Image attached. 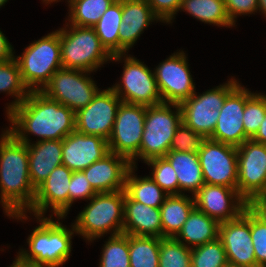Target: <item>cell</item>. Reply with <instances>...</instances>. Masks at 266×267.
I'll list each match as a JSON object with an SVG mask.
<instances>
[{
	"mask_svg": "<svg viewBox=\"0 0 266 267\" xmlns=\"http://www.w3.org/2000/svg\"><path fill=\"white\" fill-rule=\"evenodd\" d=\"M7 114L8 130L18 141L30 144L29 134L42 140H63L75 131V112L40 91H30L27 98Z\"/></svg>",
	"mask_w": 266,
	"mask_h": 267,
	"instance_id": "obj_1",
	"label": "cell"
},
{
	"mask_svg": "<svg viewBox=\"0 0 266 267\" xmlns=\"http://www.w3.org/2000/svg\"><path fill=\"white\" fill-rule=\"evenodd\" d=\"M0 138V204L10 218L28 220L36 189L30 180L27 144L8 130Z\"/></svg>",
	"mask_w": 266,
	"mask_h": 267,
	"instance_id": "obj_2",
	"label": "cell"
},
{
	"mask_svg": "<svg viewBox=\"0 0 266 267\" xmlns=\"http://www.w3.org/2000/svg\"><path fill=\"white\" fill-rule=\"evenodd\" d=\"M50 217H35L40 225L33 229L27 238L29 251L20 249L16 259L26 265L35 267H60L70 257L72 235L76 234L73 224L69 229Z\"/></svg>",
	"mask_w": 266,
	"mask_h": 267,
	"instance_id": "obj_3",
	"label": "cell"
},
{
	"mask_svg": "<svg viewBox=\"0 0 266 267\" xmlns=\"http://www.w3.org/2000/svg\"><path fill=\"white\" fill-rule=\"evenodd\" d=\"M125 190L97 193L77 215L73 226L76 234L93 242L104 234L123 233Z\"/></svg>",
	"mask_w": 266,
	"mask_h": 267,
	"instance_id": "obj_4",
	"label": "cell"
},
{
	"mask_svg": "<svg viewBox=\"0 0 266 267\" xmlns=\"http://www.w3.org/2000/svg\"><path fill=\"white\" fill-rule=\"evenodd\" d=\"M65 25V28L58 30L63 68L96 72L112 60V55L102 45L93 28Z\"/></svg>",
	"mask_w": 266,
	"mask_h": 267,
	"instance_id": "obj_5",
	"label": "cell"
},
{
	"mask_svg": "<svg viewBox=\"0 0 266 267\" xmlns=\"http://www.w3.org/2000/svg\"><path fill=\"white\" fill-rule=\"evenodd\" d=\"M21 77L29 91H41L52 75L62 67L58 30L33 41L20 56Z\"/></svg>",
	"mask_w": 266,
	"mask_h": 267,
	"instance_id": "obj_6",
	"label": "cell"
},
{
	"mask_svg": "<svg viewBox=\"0 0 266 267\" xmlns=\"http://www.w3.org/2000/svg\"><path fill=\"white\" fill-rule=\"evenodd\" d=\"M181 122L179 104L161 103L146 106L138 158L146 162L153 158L164 157L170 151L172 138Z\"/></svg>",
	"mask_w": 266,
	"mask_h": 267,
	"instance_id": "obj_7",
	"label": "cell"
},
{
	"mask_svg": "<svg viewBox=\"0 0 266 267\" xmlns=\"http://www.w3.org/2000/svg\"><path fill=\"white\" fill-rule=\"evenodd\" d=\"M127 54L112 56L111 61H121L124 57L121 82L110 87L128 104L154 106L163 103L154 72L141 61Z\"/></svg>",
	"mask_w": 266,
	"mask_h": 267,
	"instance_id": "obj_8",
	"label": "cell"
},
{
	"mask_svg": "<svg viewBox=\"0 0 266 267\" xmlns=\"http://www.w3.org/2000/svg\"><path fill=\"white\" fill-rule=\"evenodd\" d=\"M239 84L235 78L197 95L195 92L179 104L182 122L193 131L209 138L217 124L226 96Z\"/></svg>",
	"mask_w": 266,
	"mask_h": 267,
	"instance_id": "obj_9",
	"label": "cell"
},
{
	"mask_svg": "<svg viewBox=\"0 0 266 267\" xmlns=\"http://www.w3.org/2000/svg\"><path fill=\"white\" fill-rule=\"evenodd\" d=\"M90 73L79 69L61 68L52 75L40 92L76 113L86 107L100 89L91 76H88Z\"/></svg>",
	"mask_w": 266,
	"mask_h": 267,
	"instance_id": "obj_10",
	"label": "cell"
},
{
	"mask_svg": "<svg viewBox=\"0 0 266 267\" xmlns=\"http://www.w3.org/2000/svg\"><path fill=\"white\" fill-rule=\"evenodd\" d=\"M145 114L146 106L122 102L108 139L109 152L125 157L131 166H136L138 159Z\"/></svg>",
	"mask_w": 266,
	"mask_h": 267,
	"instance_id": "obj_11",
	"label": "cell"
},
{
	"mask_svg": "<svg viewBox=\"0 0 266 267\" xmlns=\"http://www.w3.org/2000/svg\"><path fill=\"white\" fill-rule=\"evenodd\" d=\"M237 191L249 203L266 195V145L252 139L237 147Z\"/></svg>",
	"mask_w": 266,
	"mask_h": 267,
	"instance_id": "obj_12",
	"label": "cell"
},
{
	"mask_svg": "<svg viewBox=\"0 0 266 267\" xmlns=\"http://www.w3.org/2000/svg\"><path fill=\"white\" fill-rule=\"evenodd\" d=\"M198 156L205 184L237 189V147L206 138Z\"/></svg>",
	"mask_w": 266,
	"mask_h": 267,
	"instance_id": "obj_13",
	"label": "cell"
},
{
	"mask_svg": "<svg viewBox=\"0 0 266 267\" xmlns=\"http://www.w3.org/2000/svg\"><path fill=\"white\" fill-rule=\"evenodd\" d=\"M121 103L120 97L110 87L99 90L86 107L75 113V130L108 141Z\"/></svg>",
	"mask_w": 266,
	"mask_h": 267,
	"instance_id": "obj_14",
	"label": "cell"
},
{
	"mask_svg": "<svg viewBox=\"0 0 266 267\" xmlns=\"http://www.w3.org/2000/svg\"><path fill=\"white\" fill-rule=\"evenodd\" d=\"M184 51L175 52L154 69L163 103L180 104L195 93V84Z\"/></svg>",
	"mask_w": 266,
	"mask_h": 267,
	"instance_id": "obj_15",
	"label": "cell"
},
{
	"mask_svg": "<svg viewBox=\"0 0 266 267\" xmlns=\"http://www.w3.org/2000/svg\"><path fill=\"white\" fill-rule=\"evenodd\" d=\"M254 93L238 84L225 98L216 127L209 137L212 140L235 147L242 145L249 138L243 126V113L246 101Z\"/></svg>",
	"mask_w": 266,
	"mask_h": 267,
	"instance_id": "obj_16",
	"label": "cell"
},
{
	"mask_svg": "<svg viewBox=\"0 0 266 267\" xmlns=\"http://www.w3.org/2000/svg\"><path fill=\"white\" fill-rule=\"evenodd\" d=\"M193 198L195 208L219 223L236 219L248 207L237 189L222 185L204 184Z\"/></svg>",
	"mask_w": 266,
	"mask_h": 267,
	"instance_id": "obj_17",
	"label": "cell"
},
{
	"mask_svg": "<svg viewBox=\"0 0 266 267\" xmlns=\"http://www.w3.org/2000/svg\"><path fill=\"white\" fill-rule=\"evenodd\" d=\"M218 239L224 246L229 264L256 267L250 232L249 207L236 219L220 223Z\"/></svg>",
	"mask_w": 266,
	"mask_h": 267,
	"instance_id": "obj_18",
	"label": "cell"
},
{
	"mask_svg": "<svg viewBox=\"0 0 266 267\" xmlns=\"http://www.w3.org/2000/svg\"><path fill=\"white\" fill-rule=\"evenodd\" d=\"M73 172L61 165L53 169L47 179L35 190L32 207L27 210L35 217H44L47 209L51 208L56 217L67 216L69 211V187Z\"/></svg>",
	"mask_w": 266,
	"mask_h": 267,
	"instance_id": "obj_19",
	"label": "cell"
},
{
	"mask_svg": "<svg viewBox=\"0 0 266 267\" xmlns=\"http://www.w3.org/2000/svg\"><path fill=\"white\" fill-rule=\"evenodd\" d=\"M109 153L108 141L96 135L71 132L63 139L62 165L72 172L83 171Z\"/></svg>",
	"mask_w": 266,
	"mask_h": 267,
	"instance_id": "obj_20",
	"label": "cell"
},
{
	"mask_svg": "<svg viewBox=\"0 0 266 267\" xmlns=\"http://www.w3.org/2000/svg\"><path fill=\"white\" fill-rule=\"evenodd\" d=\"M130 168L131 163L125 157L109 152L83 172L96 193H109L125 189Z\"/></svg>",
	"mask_w": 266,
	"mask_h": 267,
	"instance_id": "obj_21",
	"label": "cell"
},
{
	"mask_svg": "<svg viewBox=\"0 0 266 267\" xmlns=\"http://www.w3.org/2000/svg\"><path fill=\"white\" fill-rule=\"evenodd\" d=\"M160 21L146 0H122V24L119 30V54H128L144 29Z\"/></svg>",
	"mask_w": 266,
	"mask_h": 267,
	"instance_id": "obj_22",
	"label": "cell"
},
{
	"mask_svg": "<svg viewBox=\"0 0 266 267\" xmlns=\"http://www.w3.org/2000/svg\"><path fill=\"white\" fill-rule=\"evenodd\" d=\"M123 233L162 238L163 229L160 208L136 202L125 193Z\"/></svg>",
	"mask_w": 266,
	"mask_h": 267,
	"instance_id": "obj_23",
	"label": "cell"
},
{
	"mask_svg": "<svg viewBox=\"0 0 266 267\" xmlns=\"http://www.w3.org/2000/svg\"><path fill=\"white\" fill-rule=\"evenodd\" d=\"M63 140H42L27 144L29 175L36 189L49 174L62 165Z\"/></svg>",
	"mask_w": 266,
	"mask_h": 267,
	"instance_id": "obj_24",
	"label": "cell"
},
{
	"mask_svg": "<svg viewBox=\"0 0 266 267\" xmlns=\"http://www.w3.org/2000/svg\"><path fill=\"white\" fill-rule=\"evenodd\" d=\"M219 226L218 221L194 208L174 238L192 249L218 239Z\"/></svg>",
	"mask_w": 266,
	"mask_h": 267,
	"instance_id": "obj_25",
	"label": "cell"
},
{
	"mask_svg": "<svg viewBox=\"0 0 266 267\" xmlns=\"http://www.w3.org/2000/svg\"><path fill=\"white\" fill-rule=\"evenodd\" d=\"M164 157L176 172L179 194L188 191L193 196L205 184L198 153L170 150Z\"/></svg>",
	"mask_w": 266,
	"mask_h": 267,
	"instance_id": "obj_26",
	"label": "cell"
},
{
	"mask_svg": "<svg viewBox=\"0 0 266 267\" xmlns=\"http://www.w3.org/2000/svg\"><path fill=\"white\" fill-rule=\"evenodd\" d=\"M188 196L168 195L160 206L163 237H175L195 208L193 196Z\"/></svg>",
	"mask_w": 266,
	"mask_h": 267,
	"instance_id": "obj_27",
	"label": "cell"
},
{
	"mask_svg": "<svg viewBox=\"0 0 266 267\" xmlns=\"http://www.w3.org/2000/svg\"><path fill=\"white\" fill-rule=\"evenodd\" d=\"M136 166H131L125 178V193L134 201L160 208L168 194L150 176L137 177Z\"/></svg>",
	"mask_w": 266,
	"mask_h": 267,
	"instance_id": "obj_28",
	"label": "cell"
},
{
	"mask_svg": "<svg viewBox=\"0 0 266 267\" xmlns=\"http://www.w3.org/2000/svg\"><path fill=\"white\" fill-rule=\"evenodd\" d=\"M122 24V0H115L93 27L105 49L113 56L119 54V30Z\"/></svg>",
	"mask_w": 266,
	"mask_h": 267,
	"instance_id": "obj_29",
	"label": "cell"
},
{
	"mask_svg": "<svg viewBox=\"0 0 266 267\" xmlns=\"http://www.w3.org/2000/svg\"><path fill=\"white\" fill-rule=\"evenodd\" d=\"M180 10L204 23L234 27L226 13L224 0H182Z\"/></svg>",
	"mask_w": 266,
	"mask_h": 267,
	"instance_id": "obj_30",
	"label": "cell"
},
{
	"mask_svg": "<svg viewBox=\"0 0 266 267\" xmlns=\"http://www.w3.org/2000/svg\"><path fill=\"white\" fill-rule=\"evenodd\" d=\"M115 0H70L69 25L93 28Z\"/></svg>",
	"mask_w": 266,
	"mask_h": 267,
	"instance_id": "obj_31",
	"label": "cell"
},
{
	"mask_svg": "<svg viewBox=\"0 0 266 267\" xmlns=\"http://www.w3.org/2000/svg\"><path fill=\"white\" fill-rule=\"evenodd\" d=\"M5 92L16 99L7 106V113L22 103L30 91L25 86L17 60L13 57L7 61H0V93Z\"/></svg>",
	"mask_w": 266,
	"mask_h": 267,
	"instance_id": "obj_32",
	"label": "cell"
},
{
	"mask_svg": "<svg viewBox=\"0 0 266 267\" xmlns=\"http://www.w3.org/2000/svg\"><path fill=\"white\" fill-rule=\"evenodd\" d=\"M160 238L129 235L130 267H159Z\"/></svg>",
	"mask_w": 266,
	"mask_h": 267,
	"instance_id": "obj_33",
	"label": "cell"
},
{
	"mask_svg": "<svg viewBox=\"0 0 266 267\" xmlns=\"http://www.w3.org/2000/svg\"><path fill=\"white\" fill-rule=\"evenodd\" d=\"M101 253L99 267H130L129 235L121 233L109 236Z\"/></svg>",
	"mask_w": 266,
	"mask_h": 267,
	"instance_id": "obj_34",
	"label": "cell"
},
{
	"mask_svg": "<svg viewBox=\"0 0 266 267\" xmlns=\"http://www.w3.org/2000/svg\"><path fill=\"white\" fill-rule=\"evenodd\" d=\"M159 267H191V248L174 237L160 238Z\"/></svg>",
	"mask_w": 266,
	"mask_h": 267,
	"instance_id": "obj_35",
	"label": "cell"
},
{
	"mask_svg": "<svg viewBox=\"0 0 266 267\" xmlns=\"http://www.w3.org/2000/svg\"><path fill=\"white\" fill-rule=\"evenodd\" d=\"M228 264L219 239L191 249V267H225Z\"/></svg>",
	"mask_w": 266,
	"mask_h": 267,
	"instance_id": "obj_36",
	"label": "cell"
},
{
	"mask_svg": "<svg viewBox=\"0 0 266 267\" xmlns=\"http://www.w3.org/2000/svg\"><path fill=\"white\" fill-rule=\"evenodd\" d=\"M152 167L150 178L158 184L168 195L179 194L176 172L165 157H157L145 162Z\"/></svg>",
	"mask_w": 266,
	"mask_h": 267,
	"instance_id": "obj_37",
	"label": "cell"
},
{
	"mask_svg": "<svg viewBox=\"0 0 266 267\" xmlns=\"http://www.w3.org/2000/svg\"><path fill=\"white\" fill-rule=\"evenodd\" d=\"M266 115V95L254 93L245 103L243 126L245 134L252 139Z\"/></svg>",
	"mask_w": 266,
	"mask_h": 267,
	"instance_id": "obj_38",
	"label": "cell"
},
{
	"mask_svg": "<svg viewBox=\"0 0 266 267\" xmlns=\"http://www.w3.org/2000/svg\"><path fill=\"white\" fill-rule=\"evenodd\" d=\"M205 139L203 135L193 131L181 122L172 138L170 150L198 153Z\"/></svg>",
	"mask_w": 266,
	"mask_h": 267,
	"instance_id": "obj_39",
	"label": "cell"
},
{
	"mask_svg": "<svg viewBox=\"0 0 266 267\" xmlns=\"http://www.w3.org/2000/svg\"><path fill=\"white\" fill-rule=\"evenodd\" d=\"M250 232L256 267H266V224L250 209Z\"/></svg>",
	"mask_w": 266,
	"mask_h": 267,
	"instance_id": "obj_40",
	"label": "cell"
},
{
	"mask_svg": "<svg viewBox=\"0 0 266 267\" xmlns=\"http://www.w3.org/2000/svg\"><path fill=\"white\" fill-rule=\"evenodd\" d=\"M69 210L74 201L78 199L90 200L97 193L91 187L83 171H74L69 187Z\"/></svg>",
	"mask_w": 266,
	"mask_h": 267,
	"instance_id": "obj_41",
	"label": "cell"
},
{
	"mask_svg": "<svg viewBox=\"0 0 266 267\" xmlns=\"http://www.w3.org/2000/svg\"><path fill=\"white\" fill-rule=\"evenodd\" d=\"M160 22L170 24L179 12L182 0H146Z\"/></svg>",
	"mask_w": 266,
	"mask_h": 267,
	"instance_id": "obj_42",
	"label": "cell"
},
{
	"mask_svg": "<svg viewBox=\"0 0 266 267\" xmlns=\"http://www.w3.org/2000/svg\"><path fill=\"white\" fill-rule=\"evenodd\" d=\"M226 13L235 26L237 16L255 14L258 11V0H224Z\"/></svg>",
	"mask_w": 266,
	"mask_h": 267,
	"instance_id": "obj_43",
	"label": "cell"
},
{
	"mask_svg": "<svg viewBox=\"0 0 266 267\" xmlns=\"http://www.w3.org/2000/svg\"><path fill=\"white\" fill-rule=\"evenodd\" d=\"M248 207L266 224V195L251 200Z\"/></svg>",
	"mask_w": 266,
	"mask_h": 267,
	"instance_id": "obj_44",
	"label": "cell"
},
{
	"mask_svg": "<svg viewBox=\"0 0 266 267\" xmlns=\"http://www.w3.org/2000/svg\"><path fill=\"white\" fill-rule=\"evenodd\" d=\"M13 47L0 30V61H7L14 57Z\"/></svg>",
	"mask_w": 266,
	"mask_h": 267,
	"instance_id": "obj_45",
	"label": "cell"
},
{
	"mask_svg": "<svg viewBox=\"0 0 266 267\" xmlns=\"http://www.w3.org/2000/svg\"><path fill=\"white\" fill-rule=\"evenodd\" d=\"M252 140L266 145V115Z\"/></svg>",
	"mask_w": 266,
	"mask_h": 267,
	"instance_id": "obj_46",
	"label": "cell"
},
{
	"mask_svg": "<svg viewBox=\"0 0 266 267\" xmlns=\"http://www.w3.org/2000/svg\"><path fill=\"white\" fill-rule=\"evenodd\" d=\"M258 10L266 17V0H258Z\"/></svg>",
	"mask_w": 266,
	"mask_h": 267,
	"instance_id": "obj_47",
	"label": "cell"
},
{
	"mask_svg": "<svg viewBox=\"0 0 266 267\" xmlns=\"http://www.w3.org/2000/svg\"><path fill=\"white\" fill-rule=\"evenodd\" d=\"M9 267H35V266H30V265H26V264H22L20 263L16 258L15 261H13L12 265Z\"/></svg>",
	"mask_w": 266,
	"mask_h": 267,
	"instance_id": "obj_48",
	"label": "cell"
},
{
	"mask_svg": "<svg viewBox=\"0 0 266 267\" xmlns=\"http://www.w3.org/2000/svg\"><path fill=\"white\" fill-rule=\"evenodd\" d=\"M43 1V3H46V4H51V3H53V2H59L58 0H42ZM70 0H67V2H69Z\"/></svg>",
	"mask_w": 266,
	"mask_h": 267,
	"instance_id": "obj_49",
	"label": "cell"
},
{
	"mask_svg": "<svg viewBox=\"0 0 266 267\" xmlns=\"http://www.w3.org/2000/svg\"><path fill=\"white\" fill-rule=\"evenodd\" d=\"M8 0H0V8L5 5V3L7 2Z\"/></svg>",
	"mask_w": 266,
	"mask_h": 267,
	"instance_id": "obj_50",
	"label": "cell"
},
{
	"mask_svg": "<svg viewBox=\"0 0 266 267\" xmlns=\"http://www.w3.org/2000/svg\"><path fill=\"white\" fill-rule=\"evenodd\" d=\"M225 267H243V266H236L228 263Z\"/></svg>",
	"mask_w": 266,
	"mask_h": 267,
	"instance_id": "obj_51",
	"label": "cell"
}]
</instances>
